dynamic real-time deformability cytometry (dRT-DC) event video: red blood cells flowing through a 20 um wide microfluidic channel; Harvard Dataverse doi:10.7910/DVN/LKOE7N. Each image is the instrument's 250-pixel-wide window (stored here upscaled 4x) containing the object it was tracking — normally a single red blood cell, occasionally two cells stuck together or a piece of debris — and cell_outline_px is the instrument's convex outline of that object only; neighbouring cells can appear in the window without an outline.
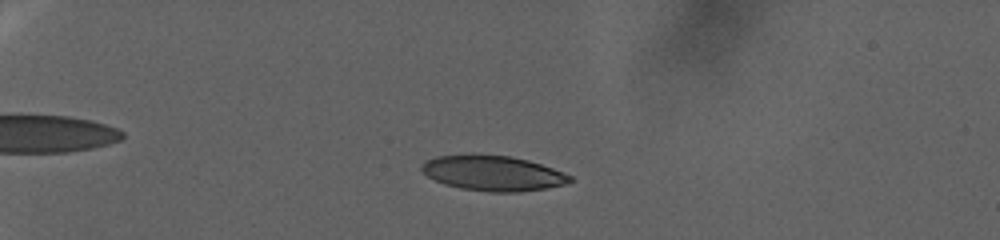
{"species": "human", "species_latin": "Homo sapiens", "temperature_condition": "warm", "stored_images_in_passage": 95, "camera_frame_rate_fps": 3000, "um_per_image_px": 0.085, "donor": {"sex": "female"}, "frame": {"image": 1, "passage_image": 29, "time_ms": 9.333, "image_size_px": [1000, 240], "cell_outline_px": [[576, 180], [564, 184], [548, 188], [520, 192], [488, 192], [460, 188], [444, 184], [428, 176], [420, 168], [420, 164], [424, 160], [436, 156], [472, 152], [476, 152], [512, 156], [528, 160], [564, 172], [572, 176]], "centroid_in_image_um": [41.88, 14.69], "position_along_channel_um": 43.1, "area_um2": 31.27}}
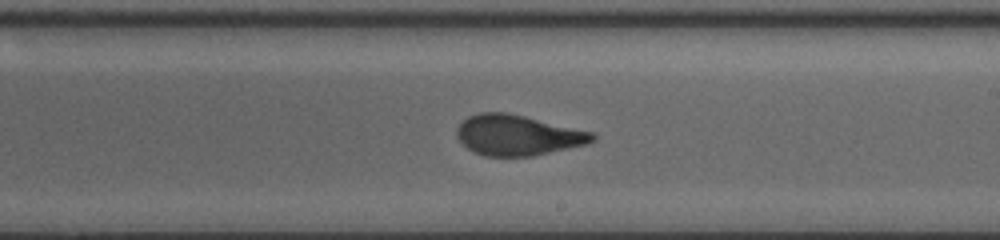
{"frame": {"image": 2, "passage_image": 64, "time_ms": 21.0, "image_size_px": [1000, 240], "cell_outline_px": [[596, 140], [588, 144], [532, 156], [484, 156], [472, 152], [456, 136], [456, 128], [468, 116], [480, 112], [508, 112], [596, 132]], "centroid_in_image_um": [44.04, 11.48], "position_along_channel_um": 245.0, "area_um2": 32.31}}
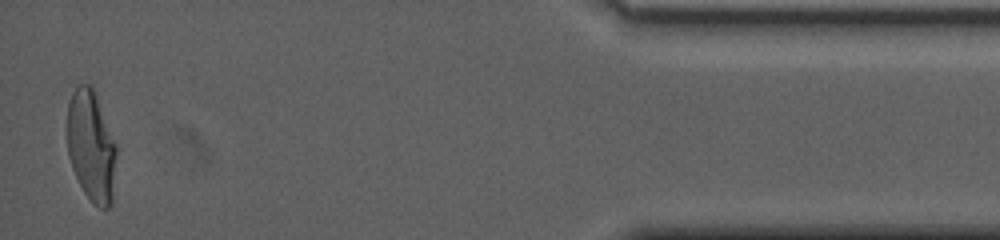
{"frame": {"image": 3, "passage_image": 94, "time_ms": 31.0, "image_size_px": [1000, 240], "cell_outline_px": [[116, 152], [112, 204], [108, 208], [100, 208], [84, 192], [72, 168], [68, 156], [68, 104], [72, 92], [80, 84], [92, 84], [96, 92], [116, 144]], "centroid_in_image_um": [7.76, 12.38], "position_along_channel_um": 427.4, "area_um2": 31.73}, "authors_computed_cell_mechanics": {"area_um2": 31.3276, "velocity_mm_per_s": 2.3876, "shape_relaxation_time_tau1_ms": null, "shape_relaxation_time_tau2_ms": 1.4509, "deformation_change_tau1": null, "deformation_change_tau2": 0.085}}